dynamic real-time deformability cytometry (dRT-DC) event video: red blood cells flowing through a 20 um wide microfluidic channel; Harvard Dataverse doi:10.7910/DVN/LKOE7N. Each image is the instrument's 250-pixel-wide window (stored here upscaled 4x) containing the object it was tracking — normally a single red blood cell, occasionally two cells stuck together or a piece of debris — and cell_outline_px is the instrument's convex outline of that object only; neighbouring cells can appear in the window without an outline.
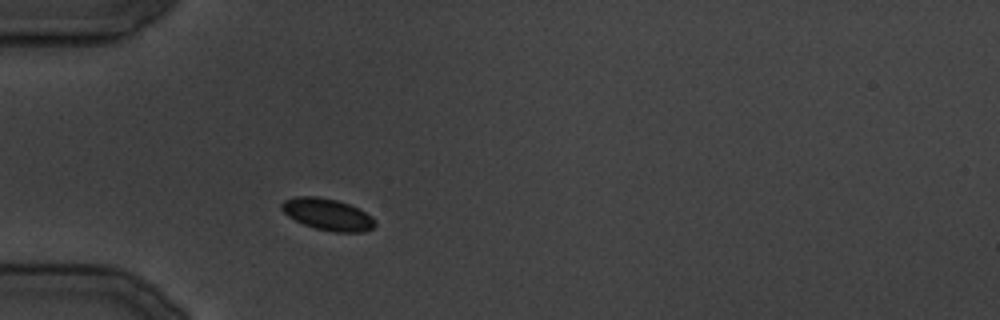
{"species": "common noctule bat (a hibernating species)", "species_latin": "Nyctalus noctula", "temperature_condition": "cold", "stored_images_in_passage": 28, "camera_frame_rate_fps": 3000, "um_per_image_px": 0.085, "animal": {"sex": "male", "body_mass_g": 19.5, "forearm_length_mm": 54.6}, "frame": {"image": 1, "passage_image": 4, "time_ms": 3.667, "image_size_px": [1000, 320], "cell_outline_px": [[376, 224], [372, 228], [364, 232], [336, 232], [316, 228], [304, 224], [288, 216], [280, 208], [280, 204], [284, 200], [296, 196], [320, 196], [336, 200], [348, 204], [372, 216], [376, 220]], "centroid_in_image_um": [27.83, 18.21], "position_along_channel_um": 57.2, "area_um2": 17.17}}
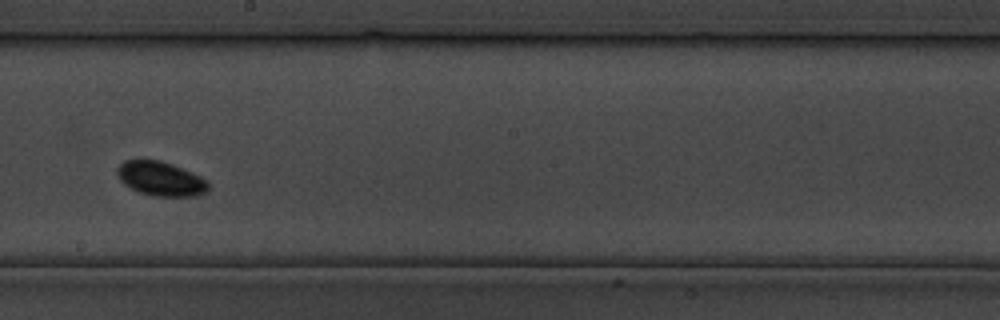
{"frame": {"image": 2, "passage_image": 14, "time_ms": 15.667, "image_size_px": [1000, 320], "cell_outline_px": [[208, 188], [204, 192], [196, 196], [152, 196], [140, 192], [124, 184], [120, 180], [116, 172], [116, 168], [124, 160], [160, 160], [172, 164], [200, 176], [208, 180]], "centroid_in_image_um": [13.64, 15.19], "position_along_channel_um": 234.6, "area_um2": 18.09}}
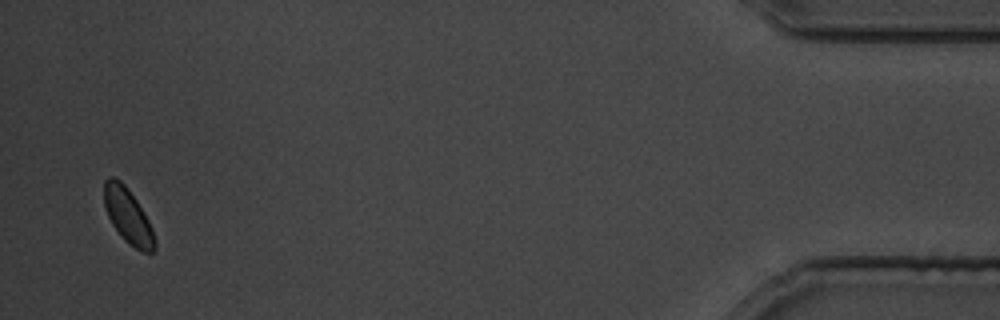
{"frame": {"image": 3, "passage_image": 28, "time_ms": 32.667, "image_size_px": [1000, 320], "cell_outline_px": [[156, 248], [152, 252], [144, 252], [136, 248], [124, 240], [112, 224], [108, 216], [104, 204], [104, 180], [108, 176], [112, 176], [120, 180], [128, 188], [136, 200], [148, 220], [152, 228], [156, 240]], "centroid_in_image_um": [10.87, 18.34], "position_along_channel_um": 424.3, "area_um2": 16.13}}